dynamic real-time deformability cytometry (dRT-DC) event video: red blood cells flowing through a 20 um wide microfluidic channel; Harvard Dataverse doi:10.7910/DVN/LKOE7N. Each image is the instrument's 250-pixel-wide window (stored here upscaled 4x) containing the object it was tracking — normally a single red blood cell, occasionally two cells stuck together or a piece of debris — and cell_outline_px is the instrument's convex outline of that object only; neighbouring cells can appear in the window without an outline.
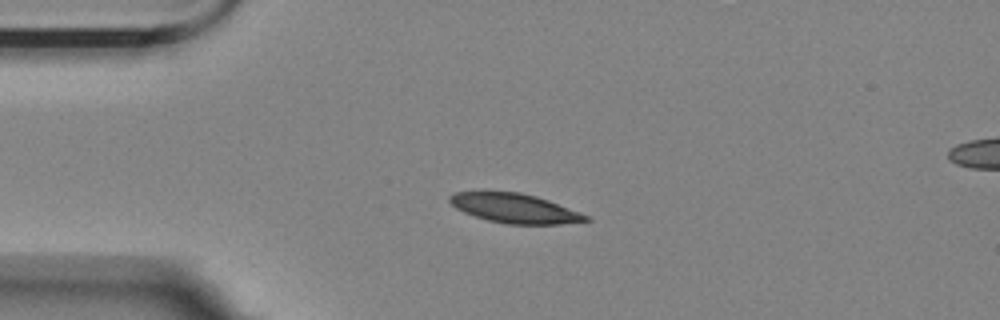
{"species": "Egyptian fruit bat (a non-hibernating species)", "species_latin": "Rousettus aegyptiacus", "temperature_condition": "room temperature", "stored_images_in_passage": 3, "camera_frame_rate_fps": 3000, "um_per_image_px": 0.085, "animal": {"sex": "female"}, "frame": {"image": 1, "passage_image": 1, "time_ms": 0.0, "image_size_px": [1000, 320], "cell_outline_px": [[592, 220], [560, 224], [508, 224], [488, 220], [464, 212], [456, 208], [448, 200], [448, 196], [456, 192], [520, 192], [536, 196], [548, 200], [580, 212], [588, 216]], "centroid_in_image_um": [43.76, 17.71], "position_along_channel_um": 41.2, "area_um2": 23.06}}
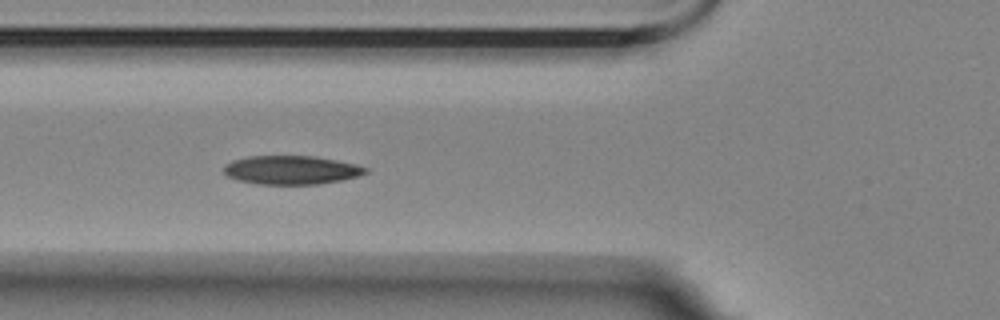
{"frame": {"image": 2, "passage_image": 3, "time_ms": 0.667, "image_size_px": [1000, 320], "cell_outline_px": [[368, 172], [360, 176], [320, 184], [256, 184], [236, 180], [228, 176], [224, 172], [224, 164], [232, 160], [248, 156], [312, 156], [336, 160], [356, 164], [368, 168]], "centroid_in_image_um": [24.75, 14.45], "position_along_channel_um": 101.1, "area_um2": 23.81}}